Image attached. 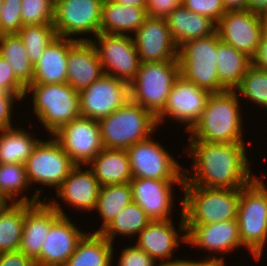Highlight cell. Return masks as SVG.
Returning a JSON list of instances; mask_svg holds the SVG:
<instances>
[{"label":"cell","instance_id":"cell-1","mask_svg":"<svg viewBox=\"0 0 267 266\" xmlns=\"http://www.w3.org/2000/svg\"><path fill=\"white\" fill-rule=\"evenodd\" d=\"M189 143V154L193 156L196 172L191 178L184 175L183 184L236 189L247 186L256 178L250 176L243 142L212 143L189 140Z\"/></svg>","mask_w":267,"mask_h":266},{"label":"cell","instance_id":"cell-2","mask_svg":"<svg viewBox=\"0 0 267 266\" xmlns=\"http://www.w3.org/2000/svg\"><path fill=\"white\" fill-rule=\"evenodd\" d=\"M234 91L211 93L189 140L212 143L243 142L238 95Z\"/></svg>","mask_w":267,"mask_h":266},{"label":"cell","instance_id":"cell-3","mask_svg":"<svg viewBox=\"0 0 267 266\" xmlns=\"http://www.w3.org/2000/svg\"><path fill=\"white\" fill-rule=\"evenodd\" d=\"M184 224H211L237 219L240 188H208L183 184Z\"/></svg>","mask_w":267,"mask_h":266},{"label":"cell","instance_id":"cell-4","mask_svg":"<svg viewBox=\"0 0 267 266\" xmlns=\"http://www.w3.org/2000/svg\"><path fill=\"white\" fill-rule=\"evenodd\" d=\"M156 117L129 100L124 106L99 120L104 148L128 149L143 141L157 126Z\"/></svg>","mask_w":267,"mask_h":266},{"label":"cell","instance_id":"cell-5","mask_svg":"<svg viewBox=\"0 0 267 266\" xmlns=\"http://www.w3.org/2000/svg\"><path fill=\"white\" fill-rule=\"evenodd\" d=\"M179 76V60L141 62L135 79L130 83V100L157 117Z\"/></svg>","mask_w":267,"mask_h":266},{"label":"cell","instance_id":"cell-6","mask_svg":"<svg viewBox=\"0 0 267 266\" xmlns=\"http://www.w3.org/2000/svg\"><path fill=\"white\" fill-rule=\"evenodd\" d=\"M237 222L242 245L259 260L267 241V188L257 177L240 188Z\"/></svg>","mask_w":267,"mask_h":266},{"label":"cell","instance_id":"cell-7","mask_svg":"<svg viewBox=\"0 0 267 266\" xmlns=\"http://www.w3.org/2000/svg\"><path fill=\"white\" fill-rule=\"evenodd\" d=\"M218 32L210 36L190 40L178 48L180 75L211 93L226 91L220 84L217 72Z\"/></svg>","mask_w":267,"mask_h":266},{"label":"cell","instance_id":"cell-8","mask_svg":"<svg viewBox=\"0 0 267 266\" xmlns=\"http://www.w3.org/2000/svg\"><path fill=\"white\" fill-rule=\"evenodd\" d=\"M34 92V112L53 135L63 125L81 116L79 92L68 83H32L26 88Z\"/></svg>","mask_w":267,"mask_h":266},{"label":"cell","instance_id":"cell-9","mask_svg":"<svg viewBox=\"0 0 267 266\" xmlns=\"http://www.w3.org/2000/svg\"><path fill=\"white\" fill-rule=\"evenodd\" d=\"M267 28L264 14L249 9L226 11L217 22L220 41L233 46L251 59Z\"/></svg>","mask_w":267,"mask_h":266},{"label":"cell","instance_id":"cell-10","mask_svg":"<svg viewBox=\"0 0 267 266\" xmlns=\"http://www.w3.org/2000/svg\"><path fill=\"white\" fill-rule=\"evenodd\" d=\"M95 37L100 43L96 44L92 39L82 38V40H90L93 43L102 69L106 67V70H103L104 74L130 84L135 79L141 64L133 37L111 33H99Z\"/></svg>","mask_w":267,"mask_h":266},{"label":"cell","instance_id":"cell-11","mask_svg":"<svg viewBox=\"0 0 267 266\" xmlns=\"http://www.w3.org/2000/svg\"><path fill=\"white\" fill-rule=\"evenodd\" d=\"M126 152L134 178L184 180L186 169L181 172L182 167L172 155L150 137L130 146Z\"/></svg>","mask_w":267,"mask_h":266},{"label":"cell","instance_id":"cell-12","mask_svg":"<svg viewBox=\"0 0 267 266\" xmlns=\"http://www.w3.org/2000/svg\"><path fill=\"white\" fill-rule=\"evenodd\" d=\"M76 165H89L104 148L98 120L79 116L59 128L52 137Z\"/></svg>","mask_w":267,"mask_h":266},{"label":"cell","instance_id":"cell-13","mask_svg":"<svg viewBox=\"0 0 267 266\" xmlns=\"http://www.w3.org/2000/svg\"><path fill=\"white\" fill-rule=\"evenodd\" d=\"M130 100V84L103 74L89 87L79 91L80 114L100 120Z\"/></svg>","mask_w":267,"mask_h":266},{"label":"cell","instance_id":"cell-14","mask_svg":"<svg viewBox=\"0 0 267 266\" xmlns=\"http://www.w3.org/2000/svg\"><path fill=\"white\" fill-rule=\"evenodd\" d=\"M75 166L55 139L40 141L25 163L30 184L37 182L56 188Z\"/></svg>","mask_w":267,"mask_h":266},{"label":"cell","instance_id":"cell-15","mask_svg":"<svg viewBox=\"0 0 267 266\" xmlns=\"http://www.w3.org/2000/svg\"><path fill=\"white\" fill-rule=\"evenodd\" d=\"M103 0H54L53 26L58 37L99 34Z\"/></svg>","mask_w":267,"mask_h":266},{"label":"cell","instance_id":"cell-16","mask_svg":"<svg viewBox=\"0 0 267 266\" xmlns=\"http://www.w3.org/2000/svg\"><path fill=\"white\" fill-rule=\"evenodd\" d=\"M210 95V91L198 87L180 75L170 89L163 111L156 117L157 123L163 122L164 116L167 115L179 122L188 123L186 129L190 131L200 120Z\"/></svg>","mask_w":267,"mask_h":266},{"label":"cell","instance_id":"cell-17","mask_svg":"<svg viewBox=\"0 0 267 266\" xmlns=\"http://www.w3.org/2000/svg\"><path fill=\"white\" fill-rule=\"evenodd\" d=\"M49 204L56 208L61 215L50 227L42 243L39 259L35 263L36 266H63L86 233L79 231L71 223L56 201H50Z\"/></svg>","mask_w":267,"mask_h":266},{"label":"cell","instance_id":"cell-18","mask_svg":"<svg viewBox=\"0 0 267 266\" xmlns=\"http://www.w3.org/2000/svg\"><path fill=\"white\" fill-rule=\"evenodd\" d=\"M133 39L141 62L178 60V46L165 18L147 16Z\"/></svg>","mask_w":267,"mask_h":266},{"label":"cell","instance_id":"cell-19","mask_svg":"<svg viewBox=\"0 0 267 266\" xmlns=\"http://www.w3.org/2000/svg\"><path fill=\"white\" fill-rule=\"evenodd\" d=\"M180 226V232H186L182 240L196 247L224 254L242 246L237 219L211 224H184L182 214Z\"/></svg>","mask_w":267,"mask_h":266},{"label":"cell","instance_id":"cell-20","mask_svg":"<svg viewBox=\"0 0 267 266\" xmlns=\"http://www.w3.org/2000/svg\"><path fill=\"white\" fill-rule=\"evenodd\" d=\"M184 180H157L148 178H132L133 202L137 203L151 221L168 220L172 208V184Z\"/></svg>","mask_w":267,"mask_h":266},{"label":"cell","instance_id":"cell-21","mask_svg":"<svg viewBox=\"0 0 267 266\" xmlns=\"http://www.w3.org/2000/svg\"><path fill=\"white\" fill-rule=\"evenodd\" d=\"M60 215L50 204L25 203L24 228L19 250L36 262L50 227Z\"/></svg>","mask_w":267,"mask_h":266},{"label":"cell","instance_id":"cell-22","mask_svg":"<svg viewBox=\"0 0 267 266\" xmlns=\"http://www.w3.org/2000/svg\"><path fill=\"white\" fill-rule=\"evenodd\" d=\"M104 74L96 49L90 40H77L67 57V83L78 92Z\"/></svg>","mask_w":267,"mask_h":266},{"label":"cell","instance_id":"cell-23","mask_svg":"<svg viewBox=\"0 0 267 266\" xmlns=\"http://www.w3.org/2000/svg\"><path fill=\"white\" fill-rule=\"evenodd\" d=\"M77 40L82 39L65 37L54 39L34 64L32 83H67V57L70 47Z\"/></svg>","mask_w":267,"mask_h":266},{"label":"cell","instance_id":"cell-24","mask_svg":"<svg viewBox=\"0 0 267 266\" xmlns=\"http://www.w3.org/2000/svg\"><path fill=\"white\" fill-rule=\"evenodd\" d=\"M57 189L56 197H63L71 206L95 210L100 185L91 169L82 171L76 165Z\"/></svg>","mask_w":267,"mask_h":266},{"label":"cell","instance_id":"cell-25","mask_svg":"<svg viewBox=\"0 0 267 266\" xmlns=\"http://www.w3.org/2000/svg\"><path fill=\"white\" fill-rule=\"evenodd\" d=\"M171 36L178 48L190 40L210 36L217 24L210 18L199 15L182 5L165 17Z\"/></svg>","mask_w":267,"mask_h":266},{"label":"cell","instance_id":"cell-26","mask_svg":"<svg viewBox=\"0 0 267 266\" xmlns=\"http://www.w3.org/2000/svg\"><path fill=\"white\" fill-rule=\"evenodd\" d=\"M91 162L90 169L100 187L130 183L133 178L125 149L103 148Z\"/></svg>","mask_w":267,"mask_h":266},{"label":"cell","instance_id":"cell-27","mask_svg":"<svg viewBox=\"0 0 267 266\" xmlns=\"http://www.w3.org/2000/svg\"><path fill=\"white\" fill-rule=\"evenodd\" d=\"M179 236L173 228L171 219L151 221L139 234L137 247L145 251L154 261L158 258H171L178 247Z\"/></svg>","mask_w":267,"mask_h":266},{"label":"cell","instance_id":"cell-28","mask_svg":"<svg viewBox=\"0 0 267 266\" xmlns=\"http://www.w3.org/2000/svg\"><path fill=\"white\" fill-rule=\"evenodd\" d=\"M147 17L146 7L122 5L112 0H103L99 33L124 35L136 32Z\"/></svg>","mask_w":267,"mask_h":266},{"label":"cell","instance_id":"cell-29","mask_svg":"<svg viewBox=\"0 0 267 266\" xmlns=\"http://www.w3.org/2000/svg\"><path fill=\"white\" fill-rule=\"evenodd\" d=\"M40 191L31 200L22 196L0 210V253L19 250L24 228L25 203H38ZM30 200V201H29Z\"/></svg>","mask_w":267,"mask_h":266},{"label":"cell","instance_id":"cell-30","mask_svg":"<svg viewBox=\"0 0 267 266\" xmlns=\"http://www.w3.org/2000/svg\"><path fill=\"white\" fill-rule=\"evenodd\" d=\"M216 61L220 84L228 91H236L242 77L252 65L250 57L221 41L217 44Z\"/></svg>","mask_w":267,"mask_h":266},{"label":"cell","instance_id":"cell-31","mask_svg":"<svg viewBox=\"0 0 267 266\" xmlns=\"http://www.w3.org/2000/svg\"><path fill=\"white\" fill-rule=\"evenodd\" d=\"M112 243L101 233L85 234L63 266H111Z\"/></svg>","mask_w":267,"mask_h":266},{"label":"cell","instance_id":"cell-32","mask_svg":"<svg viewBox=\"0 0 267 266\" xmlns=\"http://www.w3.org/2000/svg\"><path fill=\"white\" fill-rule=\"evenodd\" d=\"M0 164H23L34 151L40 140L33 139L29 132L7 128L0 132Z\"/></svg>","mask_w":267,"mask_h":266},{"label":"cell","instance_id":"cell-33","mask_svg":"<svg viewBox=\"0 0 267 266\" xmlns=\"http://www.w3.org/2000/svg\"><path fill=\"white\" fill-rule=\"evenodd\" d=\"M0 55L11 64L16 78L26 88L32 84L34 65L18 33L0 35Z\"/></svg>","mask_w":267,"mask_h":266},{"label":"cell","instance_id":"cell-34","mask_svg":"<svg viewBox=\"0 0 267 266\" xmlns=\"http://www.w3.org/2000/svg\"><path fill=\"white\" fill-rule=\"evenodd\" d=\"M133 202L132 188L130 183L102 186L99 189L96 209L103 218L102 229L95 231L100 233L122 211Z\"/></svg>","mask_w":267,"mask_h":266},{"label":"cell","instance_id":"cell-35","mask_svg":"<svg viewBox=\"0 0 267 266\" xmlns=\"http://www.w3.org/2000/svg\"><path fill=\"white\" fill-rule=\"evenodd\" d=\"M151 220L145 211L135 202L125 206L100 233L113 243L116 234L129 235L140 233Z\"/></svg>","mask_w":267,"mask_h":266},{"label":"cell","instance_id":"cell-36","mask_svg":"<svg viewBox=\"0 0 267 266\" xmlns=\"http://www.w3.org/2000/svg\"><path fill=\"white\" fill-rule=\"evenodd\" d=\"M18 35L24 42L29 60L33 65L47 46L58 37L53 24L26 25L20 29Z\"/></svg>","mask_w":267,"mask_h":266},{"label":"cell","instance_id":"cell-37","mask_svg":"<svg viewBox=\"0 0 267 266\" xmlns=\"http://www.w3.org/2000/svg\"><path fill=\"white\" fill-rule=\"evenodd\" d=\"M237 89L251 101L267 107V70H261L251 65Z\"/></svg>","mask_w":267,"mask_h":266},{"label":"cell","instance_id":"cell-38","mask_svg":"<svg viewBox=\"0 0 267 266\" xmlns=\"http://www.w3.org/2000/svg\"><path fill=\"white\" fill-rule=\"evenodd\" d=\"M30 182L23 164H0V192L9 201L24 191Z\"/></svg>","mask_w":267,"mask_h":266},{"label":"cell","instance_id":"cell-39","mask_svg":"<svg viewBox=\"0 0 267 266\" xmlns=\"http://www.w3.org/2000/svg\"><path fill=\"white\" fill-rule=\"evenodd\" d=\"M21 2L23 26L53 24L54 0H22Z\"/></svg>","mask_w":267,"mask_h":266},{"label":"cell","instance_id":"cell-40","mask_svg":"<svg viewBox=\"0 0 267 266\" xmlns=\"http://www.w3.org/2000/svg\"><path fill=\"white\" fill-rule=\"evenodd\" d=\"M22 0H3L0 17V35L18 33L23 27Z\"/></svg>","mask_w":267,"mask_h":266},{"label":"cell","instance_id":"cell-41","mask_svg":"<svg viewBox=\"0 0 267 266\" xmlns=\"http://www.w3.org/2000/svg\"><path fill=\"white\" fill-rule=\"evenodd\" d=\"M181 5L189 11L212 19L216 24L226 13L221 0H182Z\"/></svg>","mask_w":267,"mask_h":266},{"label":"cell","instance_id":"cell-42","mask_svg":"<svg viewBox=\"0 0 267 266\" xmlns=\"http://www.w3.org/2000/svg\"><path fill=\"white\" fill-rule=\"evenodd\" d=\"M0 90L16 93L21 98L26 95V87L16 78L11 64L0 55Z\"/></svg>","mask_w":267,"mask_h":266},{"label":"cell","instance_id":"cell-43","mask_svg":"<svg viewBox=\"0 0 267 266\" xmlns=\"http://www.w3.org/2000/svg\"><path fill=\"white\" fill-rule=\"evenodd\" d=\"M156 263L145 251L132 246L122 250L118 266H155Z\"/></svg>","mask_w":267,"mask_h":266},{"label":"cell","instance_id":"cell-44","mask_svg":"<svg viewBox=\"0 0 267 266\" xmlns=\"http://www.w3.org/2000/svg\"><path fill=\"white\" fill-rule=\"evenodd\" d=\"M182 0H146L147 16L165 18L181 6Z\"/></svg>","mask_w":267,"mask_h":266},{"label":"cell","instance_id":"cell-45","mask_svg":"<svg viewBox=\"0 0 267 266\" xmlns=\"http://www.w3.org/2000/svg\"><path fill=\"white\" fill-rule=\"evenodd\" d=\"M22 98L16 93L0 92V131L11 128V111L13 101Z\"/></svg>","mask_w":267,"mask_h":266},{"label":"cell","instance_id":"cell-46","mask_svg":"<svg viewBox=\"0 0 267 266\" xmlns=\"http://www.w3.org/2000/svg\"><path fill=\"white\" fill-rule=\"evenodd\" d=\"M0 266H36V263L20 250H15L0 253Z\"/></svg>","mask_w":267,"mask_h":266},{"label":"cell","instance_id":"cell-47","mask_svg":"<svg viewBox=\"0 0 267 266\" xmlns=\"http://www.w3.org/2000/svg\"><path fill=\"white\" fill-rule=\"evenodd\" d=\"M252 65L261 70H267V28L262 35L257 52L252 58Z\"/></svg>","mask_w":267,"mask_h":266},{"label":"cell","instance_id":"cell-48","mask_svg":"<svg viewBox=\"0 0 267 266\" xmlns=\"http://www.w3.org/2000/svg\"><path fill=\"white\" fill-rule=\"evenodd\" d=\"M207 262H224L223 257L221 258H216L215 256H213V258H207V260L204 261H189V260H178L176 259L175 261H167V263L170 266H204Z\"/></svg>","mask_w":267,"mask_h":266},{"label":"cell","instance_id":"cell-49","mask_svg":"<svg viewBox=\"0 0 267 266\" xmlns=\"http://www.w3.org/2000/svg\"><path fill=\"white\" fill-rule=\"evenodd\" d=\"M246 9L267 14V0H247Z\"/></svg>","mask_w":267,"mask_h":266},{"label":"cell","instance_id":"cell-50","mask_svg":"<svg viewBox=\"0 0 267 266\" xmlns=\"http://www.w3.org/2000/svg\"><path fill=\"white\" fill-rule=\"evenodd\" d=\"M226 11L246 9L247 0H221Z\"/></svg>","mask_w":267,"mask_h":266},{"label":"cell","instance_id":"cell-51","mask_svg":"<svg viewBox=\"0 0 267 266\" xmlns=\"http://www.w3.org/2000/svg\"><path fill=\"white\" fill-rule=\"evenodd\" d=\"M112 1L127 6L146 7V0H112Z\"/></svg>","mask_w":267,"mask_h":266},{"label":"cell","instance_id":"cell-52","mask_svg":"<svg viewBox=\"0 0 267 266\" xmlns=\"http://www.w3.org/2000/svg\"><path fill=\"white\" fill-rule=\"evenodd\" d=\"M8 200L4 197V195L0 192V210L7 206Z\"/></svg>","mask_w":267,"mask_h":266},{"label":"cell","instance_id":"cell-53","mask_svg":"<svg viewBox=\"0 0 267 266\" xmlns=\"http://www.w3.org/2000/svg\"><path fill=\"white\" fill-rule=\"evenodd\" d=\"M204 266H224L222 262H207Z\"/></svg>","mask_w":267,"mask_h":266},{"label":"cell","instance_id":"cell-54","mask_svg":"<svg viewBox=\"0 0 267 266\" xmlns=\"http://www.w3.org/2000/svg\"><path fill=\"white\" fill-rule=\"evenodd\" d=\"M158 266V265H155ZM159 266H170L167 262H160Z\"/></svg>","mask_w":267,"mask_h":266},{"label":"cell","instance_id":"cell-55","mask_svg":"<svg viewBox=\"0 0 267 266\" xmlns=\"http://www.w3.org/2000/svg\"><path fill=\"white\" fill-rule=\"evenodd\" d=\"M2 5H3V0H0V17H1V8H2Z\"/></svg>","mask_w":267,"mask_h":266}]
</instances>
